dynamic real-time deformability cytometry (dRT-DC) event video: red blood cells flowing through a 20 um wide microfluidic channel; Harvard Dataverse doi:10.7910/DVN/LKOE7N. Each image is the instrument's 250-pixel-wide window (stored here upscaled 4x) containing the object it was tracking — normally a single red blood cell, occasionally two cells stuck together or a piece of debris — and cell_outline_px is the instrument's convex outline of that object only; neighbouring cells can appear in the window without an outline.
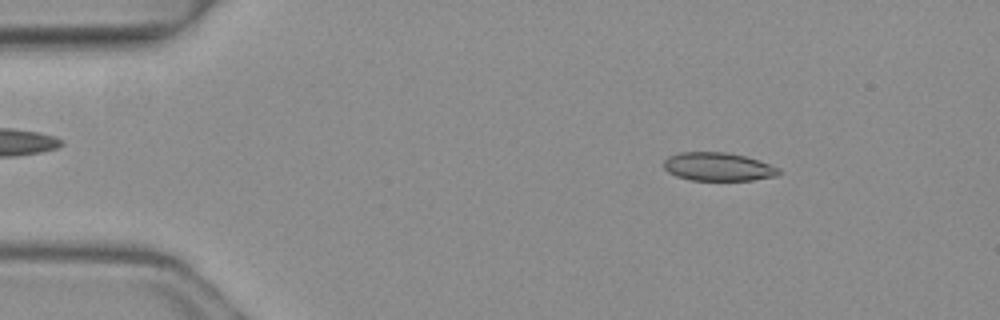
{"species": "common noctule bat (a hibernating species)", "species_latin": "Nyctalus noctula", "temperature_condition": "warm", "stored_images_in_passage": 3, "camera_frame_rate_fps": 3000, "um_per_image_px": 0.085, "animal": {"sex": "female", "body_mass_g": 19.3, "forearm_length_mm": 54.1}, "frame": {"image": 1, "passage_image": 1, "time_ms": 0.0, "image_size_px": [1000, 320], "cell_outline_px": [[780, 172], [776, 176], [752, 180], [692, 180], [676, 176], [668, 172], [664, 168], [664, 160], [668, 156], [680, 152], [728, 152], [760, 160], [780, 168]], "centroid_in_image_um": [61.04, 14.17], "position_along_channel_um": 24.0, "area_um2": 19.07}}